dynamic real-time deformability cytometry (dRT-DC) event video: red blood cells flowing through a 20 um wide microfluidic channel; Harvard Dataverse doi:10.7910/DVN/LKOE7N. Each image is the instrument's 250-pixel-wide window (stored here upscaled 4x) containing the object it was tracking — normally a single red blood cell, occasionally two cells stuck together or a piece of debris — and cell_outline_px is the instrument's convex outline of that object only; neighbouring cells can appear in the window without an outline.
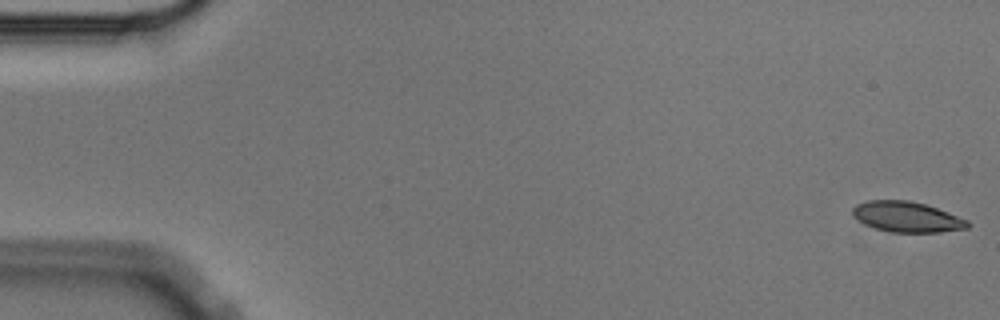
{"species": "Egyptian fruit bat (a non-hibernating species)", "species_latin": "Rousettus aegyptiacus", "temperature_condition": "cold", "stored_images_in_passage": 56, "camera_frame_rate_fps": 3000, "um_per_image_px": 0.085, "animal": {"sex": "male"}, "frame": {"image": 1, "passage_image": 1, "time_ms": 0.0, "image_size_px": [1000, 320], "cell_outline_px": [[972, 224], [968, 228], [940, 232], [892, 232], [876, 228], [864, 224], [852, 216], [852, 208], [856, 204], [868, 200], [908, 200], [924, 204], [948, 212], [968, 220]], "centroid_in_image_um": [77.08, 18.43], "position_along_channel_um": 7.9, "area_um2": 20.46}}
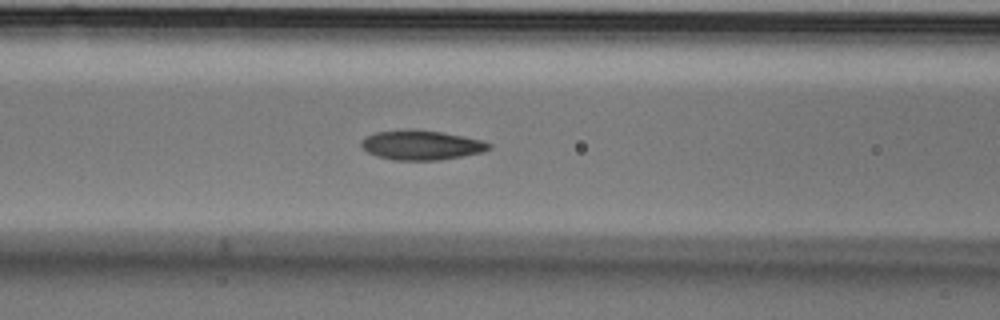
{"frame": {"image": 2, "passage_image": 23, "time_ms": 7.333, "image_size_px": [1000, 320], "cell_outline_px": [[492, 148], [484, 152], [440, 160], [392, 160], [376, 156], [368, 152], [360, 144], [360, 140], [364, 136], [376, 132], [408, 128], [416, 128], [464, 136], [484, 140], [492, 144]], "centroid_in_image_um": [35.82, 12.32], "position_along_channel_um": 130.8, "area_um2": 22.48}}
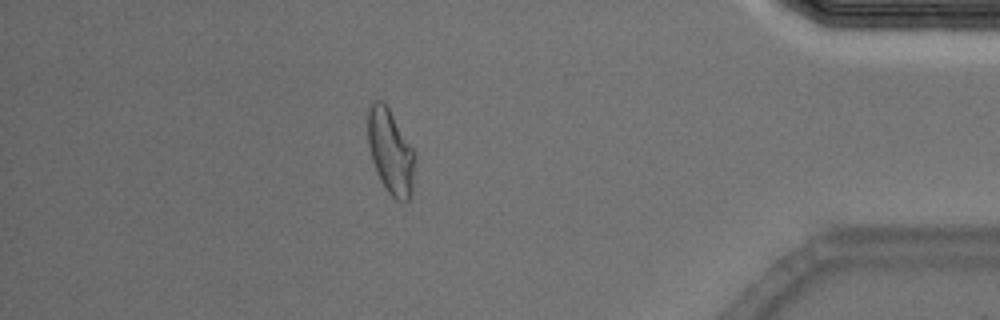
{"frame": {"image": 3, "passage_image": 49, "time_ms": 16.0, "image_size_px": [1000, 320], "cell_outline_px": [[416, 156], [412, 196], [404, 204], [396, 200], [388, 192], [380, 180], [372, 160], [368, 144], [368, 108], [376, 100], [380, 100], [388, 108], [412, 148]], "centroid_in_image_um": [33.22, 12.98], "position_along_channel_um": 402.0, "area_um2": 23.12}, "authors_computed_cell_mechanics": {"area_um2": 21.675, "velocity_mm_per_s": 3.5777, "shape_relaxation_time_tau1_ms": 4.1378, "shape_relaxation_time_tau2_ms": 2.7469, "deformation_change_tau1": 0.1279, "deformation_change_tau2": 0.0696}}